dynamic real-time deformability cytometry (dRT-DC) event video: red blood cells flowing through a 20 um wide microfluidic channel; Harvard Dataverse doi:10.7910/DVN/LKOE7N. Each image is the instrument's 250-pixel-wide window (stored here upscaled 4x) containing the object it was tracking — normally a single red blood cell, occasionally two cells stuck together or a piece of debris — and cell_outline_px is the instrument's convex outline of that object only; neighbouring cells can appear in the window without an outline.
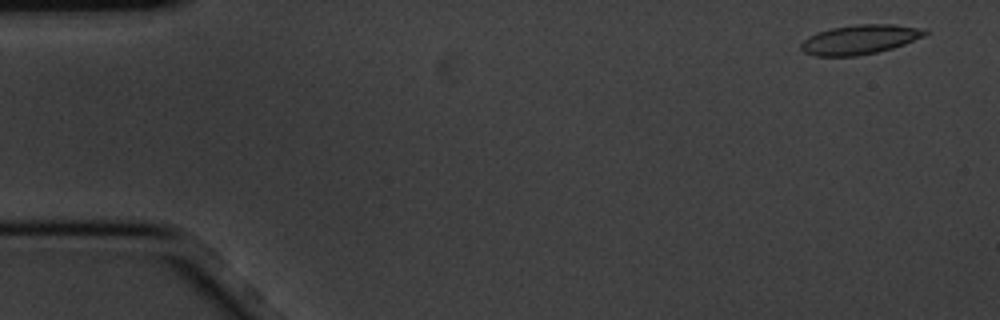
{"species": "common noctule bat (a hibernating species)", "species_latin": "Nyctalus noctula", "temperature_condition": "cold", "stored_images_in_passage": 5, "camera_frame_rate_fps": 3000, "um_per_image_px": 0.085, "animal": {"sex": "male", "body_mass_g": 20.1, "forearm_length_mm": 53.5}, "frame": {"image": 1, "passage_image": 1, "time_ms": 0.0, "image_size_px": [1000, 320], "cell_outline_px": [[928, 32], [924, 36], [904, 44], [892, 48], [876, 52], [856, 56], [816, 56], [804, 52], [800, 48], [800, 44], [808, 36], [816, 32], [832, 28], [856, 24], [892, 24], [924, 28]], "centroid_in_image_um": [73.07, 3.35], "position_along_channel_um": 11.9, "area_um2": 21.27}}
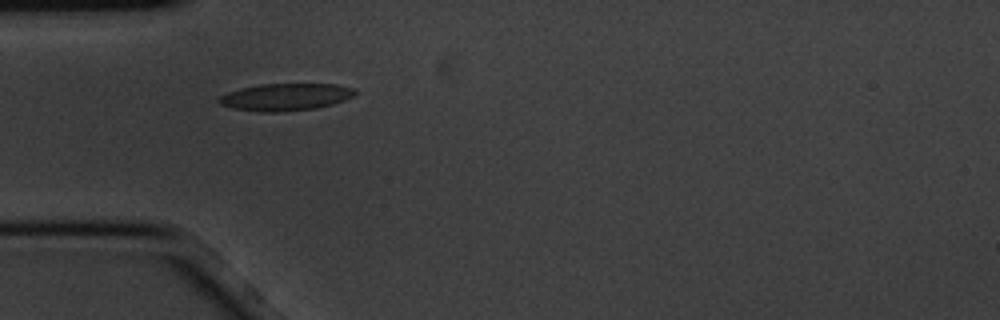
{"frame": {"image": 2, "passage_image": 5, "time_ms": 1.333, "image_size_px": [1000, 320], "cell_outline_px": [[356, 92], [352, 96], [344, 100], [332, 104], [316, 108], [276, 112], [260, 112], [232, 108], [220, 104], [216, 100], [220, 96], [228, 92], [240, 88], [260, 84], [336, 84], [352, 88]], "centroid_in_image_um": [24.22, 8.24], "position_along_channel_um": 60.8, "area_um2": 21.44}}